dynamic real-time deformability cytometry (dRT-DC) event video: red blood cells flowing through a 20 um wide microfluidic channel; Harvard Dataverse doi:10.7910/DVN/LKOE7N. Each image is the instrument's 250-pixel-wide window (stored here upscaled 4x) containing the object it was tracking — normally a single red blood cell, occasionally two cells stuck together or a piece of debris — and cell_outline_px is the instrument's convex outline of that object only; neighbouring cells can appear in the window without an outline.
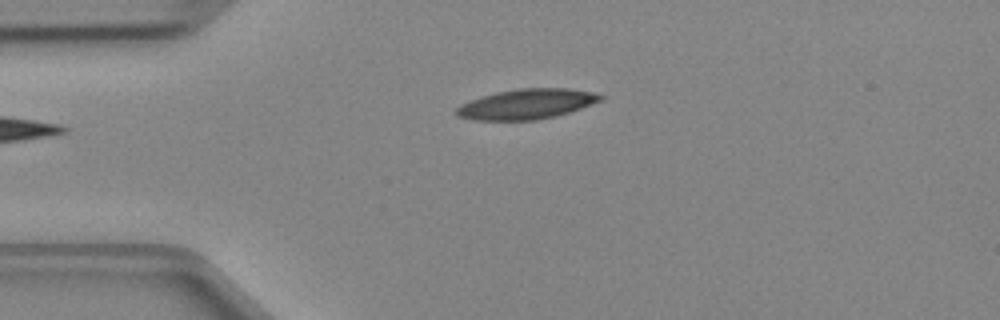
{"species": "Egyptian fruit bat (a non-hibernating species)", "species_latin": "Rousettus aegyptiacus", "temperature_condition": "cold", "stored_images_in_passage": 33, "camera_frame_rate_fps": 3000, "um_per_image_px": 0.085, "animal": {"sex": "female"}, "frame": {"image": 1, "passage_image": 1, "time_ms": 0.0, "image_size_px": [1000, 320], "cell_outline_px": [[604, 96], [600, 100], [580, 108], [568, 112], [536, 120], [472, 120], [456, 116], [456, 108], [460, 104], [480, 96], [496, 92], [520, 88], [568, 88], [592, 92]], "centroid_in_image_um": [44.69, 8.84], "position_along_channel_um": 40.3, "area_um2": 25.09}}
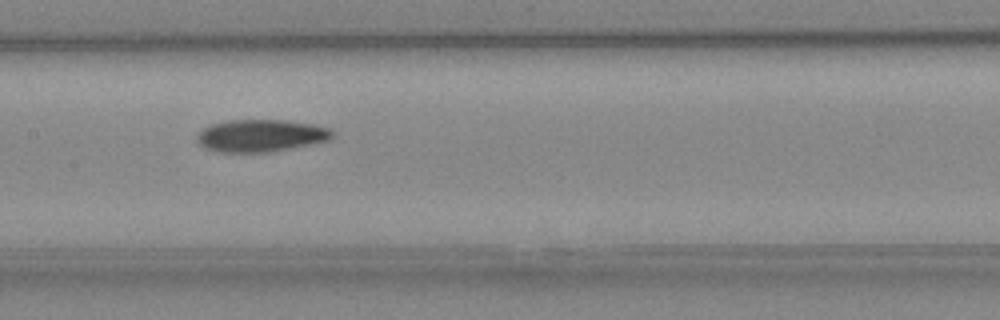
{"frame": {"image": 2, "passage_image": 13, "time_ms": 4.0, "image_size_px": [1000, 320], "cell_outline_px": [[332, 136], [328, 140], [312, 144], [268, 152], [220, 152], [204, 148], [196, 140], [196, 136], [204, 128], [212, 124], [228, 120], [284, 120], [312, 124], [332, 128]], "centroid_in_image_um": [22.16, 11.53], "position_along_channel_um": 185.2, "area_um2": 25.37}}
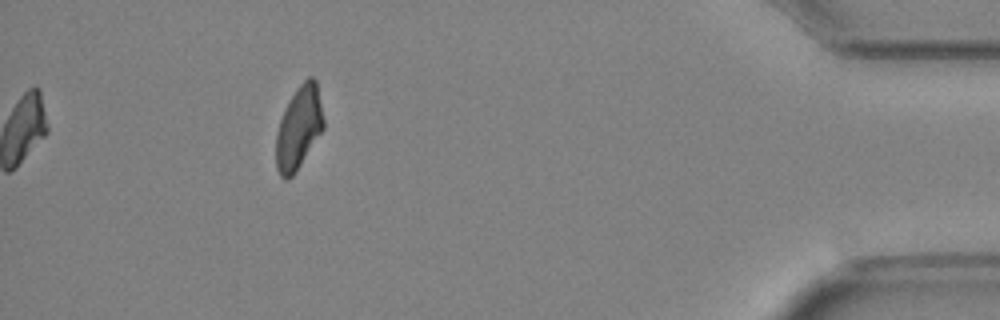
{"frame": {"image": 3, "passage_image": 33, "time_ms": 10.667, "image_size_px": [1000, 320], "cell_outline_px": [[324, 128], [296, 172], [288, 180], [284, 180], [280, 176], [276, 168], [276, 132], [280, 120], [296, 88], [308, 76], [312, 76], [316, 80], [324, 120]], "centroid_in_image_um": [25.4, 10.89], "position_along_channel_um": 409.8, "area_um2": 22.83}}